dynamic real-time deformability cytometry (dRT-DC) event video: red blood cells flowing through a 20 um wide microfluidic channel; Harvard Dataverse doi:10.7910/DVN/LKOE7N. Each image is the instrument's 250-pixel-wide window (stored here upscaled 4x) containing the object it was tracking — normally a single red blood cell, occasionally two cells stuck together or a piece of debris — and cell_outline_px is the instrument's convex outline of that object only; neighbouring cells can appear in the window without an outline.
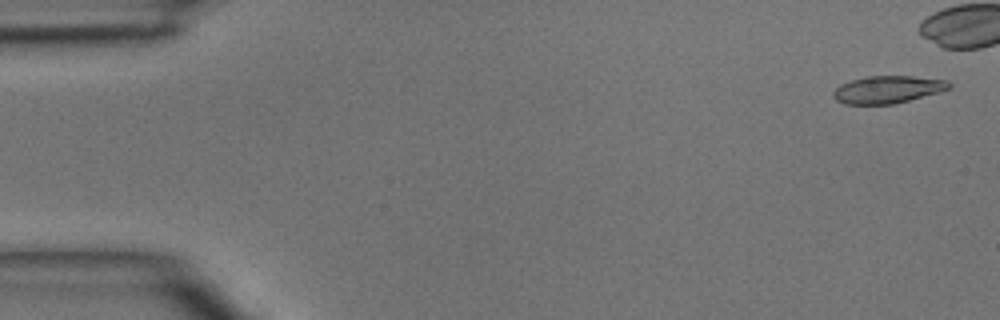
{"species": "common noctule bat (a hibernating species)", "species_latin": "Nyctalus noctula", "temperature_condition": "room temperature", "stored_images_in_passage": 7, "camera_frame_rate_fps": 3000, "um_per_image_px": 0.085, "animal": {"sex": "male", "body_mass_g": 15.6}, "frame": {"image": 1, "passage_image": 2, "time_ms": 0.333, "image_size_px": [1000, 320], "cell_outline_px": [[952, 88], [940, 92], [896, 104], [844, 104], [836, 100], [832, 96], [832, 92], [840, 84], [852, 80], [868, 76], [912, 76], [948, 80], [952, 84]], "centroid_in_image_um": [75.48, 7.61], "position_along_channel_um": 9.5, "area_um2": 18.73}}